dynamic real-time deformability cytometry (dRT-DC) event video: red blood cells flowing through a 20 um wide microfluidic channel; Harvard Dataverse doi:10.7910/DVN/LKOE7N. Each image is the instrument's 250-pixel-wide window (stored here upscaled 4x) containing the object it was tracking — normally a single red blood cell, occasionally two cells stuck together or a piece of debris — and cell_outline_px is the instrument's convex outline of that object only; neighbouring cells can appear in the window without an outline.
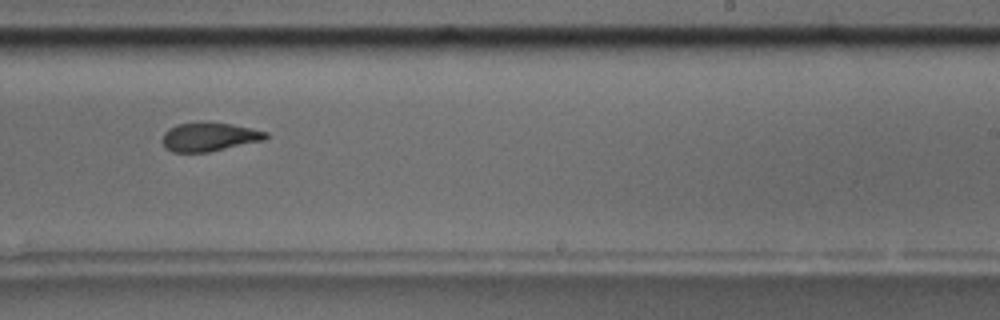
{"species": "common noctule bat (a hibernating species)", "species_latin": "Nyctalus noctula", "temperature_condition": "room temperature", "stored_images_in_passage": 16, "camera_frame_rate_fps": 3000, "um_per_image_px": 0.085, "animal": {"sex": "male", "body_mass_g": 17.5, "forearm_length_mm": 52.3}, "frame": {"image": 1, "passage_image": 10, "time_ms": 11.0, "image_size_px": [1000, 320], "cell_outline_px": [[268, 136], [264, 140], [208, 152], [172, 152], [164, 148], [164, 132], [168, 128], [176, 124], [200, 120], [208, 120], [232, 124], [252, 128], [268, 132]], "centroid_in_image_um": [17.77, 11.59], "position_along_channel_um": 271.2, "area_um2": 17.74}}
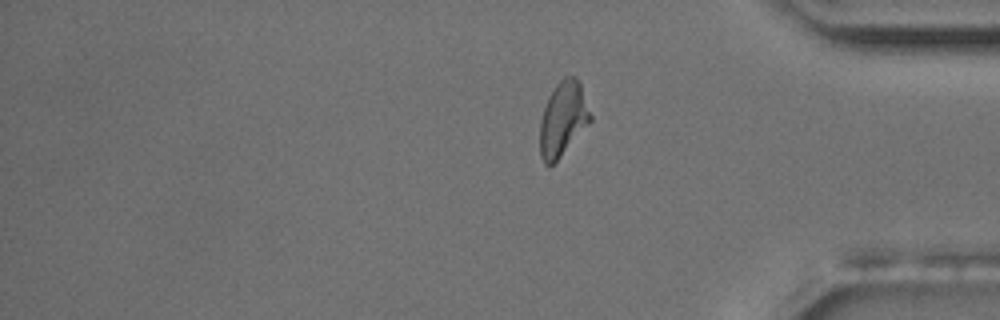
{"frame": {"image": 2, "passage_image": 16, "time_ms": 19.0, "image_size_px": [1000, 320], "cell_outline_px": [[592, 120], [556, 160], [552, 164], [544, 164], [540, 156], [540, 120], [548, 96], [556, 84], [564, 76], [576, 76], [580, 80], [592, 116]], "centroid_in_image_um": [47.86, 10.05], "position_along_channel_um": 387.3, "area_um2": 21.79}, "authors_computed_cell_mechanics": {"area_um2": 18.6983, "velocity_mm_per_s": 3.6595, "shape_relaxation_time_tau1_ms": 7.2024, "shape_relaxation_time_tau2_ms": 0.7683, "deformation_change_tau1": 0.1842, "deformation_change_tau2": 0.0626}}